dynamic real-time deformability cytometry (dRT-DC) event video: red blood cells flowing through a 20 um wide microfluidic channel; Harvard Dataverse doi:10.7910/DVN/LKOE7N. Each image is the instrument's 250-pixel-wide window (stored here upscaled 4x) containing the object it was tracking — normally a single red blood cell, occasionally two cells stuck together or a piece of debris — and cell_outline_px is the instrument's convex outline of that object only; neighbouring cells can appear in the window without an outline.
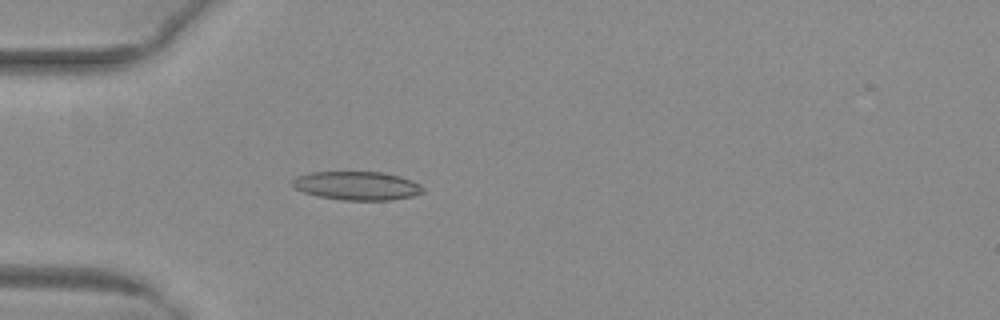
{"species": "common noctule bat (a hibernating species)", "species_latin": "Nyctalus noctula", "temperature_condition": "warm", "stored_images_in_passage": 40, "camera_frame_rate_fps": 3000, "um_per_image_px": 0.085, "animal": {"sex": "female", "body_mass_g": 29.2, "forearm_length_mm": 56.3}, "frame": {"image": 1, "passage_image": 4, "time_ms": 1.0, "image_size_px": [1000, 320], "cell_outline_px": [[424, 192], [412, 196], [392, 200], [340, 200], [320, 196], [304, 192], [296, 188], [292, 184], [292, 180], [296, 176], [308, 172], [384, 172], [400, 176], [412, 180], [420, 184], [424, 188]], "centroid_in_image_um": [30.37, 15.78], "position_along_channel_um": 54.6, "area_um2": 21.85}}
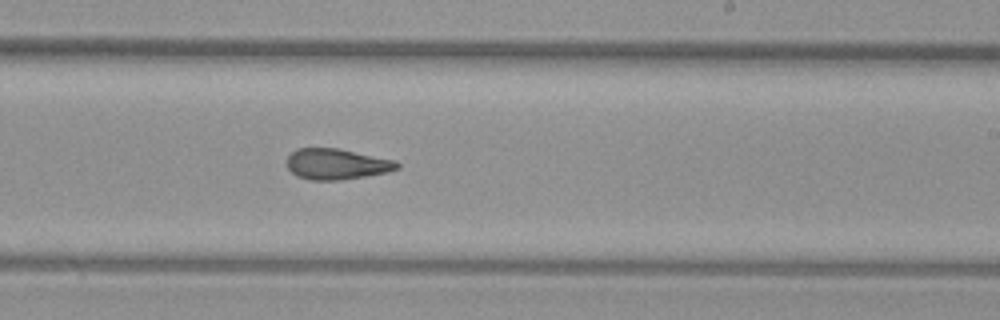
{"frame": {"image": 2, "passage_image": 20, "time_ms": 6.333, "image_size_px": [1000, 320], "cell_outline_px": [[400, 168], [388, 172], [340, 180], [308, 180], [296, 176], [288, 168], [284, 160], [296, 148], [340, 148], [396, 160], [400, 164]], "centroid_in_image_um": [28.6, 13.94], "position_along_channel_um": 260.4, "area_um2": 20.11}}
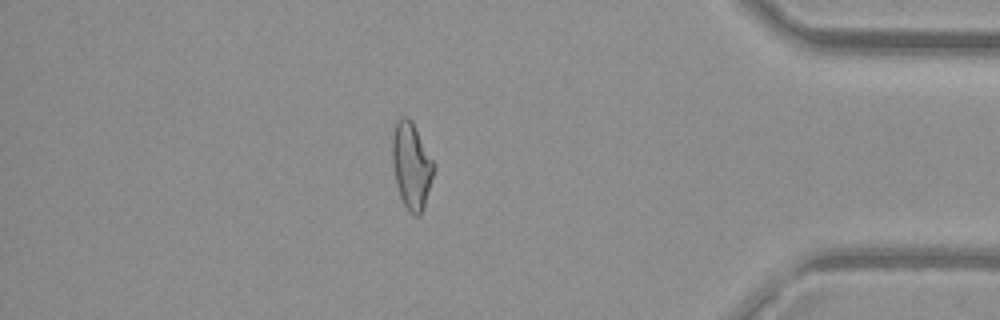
{"frame": {"image": 3, "passage_image": 33, "time_ms": 10.667, "image_size_px": [1000, 320], "cell_outline_px": [[436, 168], [424, 208], [420, 216], [416, 216], [408, 212], [400, 196], [396, 184], [392, 164], [392, 136], [396, 120], [400, 116], [408, 116], [412, 120], [436, 164]], "centroid_in_image_um": [34.99, 14.06], "position_along_channel_um": 400.2, "area_um2": 21.5}, "authors_computed_cell_mechanics": {"area_um2": 20.519, "velocity_mm_per_s": 4.0368, "shape_relaxation_time_tau1_ms": null, "shape_relaxation_time_tau2_ms": 1.5154, "deformation_change_tau1": null, "deformation_change_tau2": 0.0946}}